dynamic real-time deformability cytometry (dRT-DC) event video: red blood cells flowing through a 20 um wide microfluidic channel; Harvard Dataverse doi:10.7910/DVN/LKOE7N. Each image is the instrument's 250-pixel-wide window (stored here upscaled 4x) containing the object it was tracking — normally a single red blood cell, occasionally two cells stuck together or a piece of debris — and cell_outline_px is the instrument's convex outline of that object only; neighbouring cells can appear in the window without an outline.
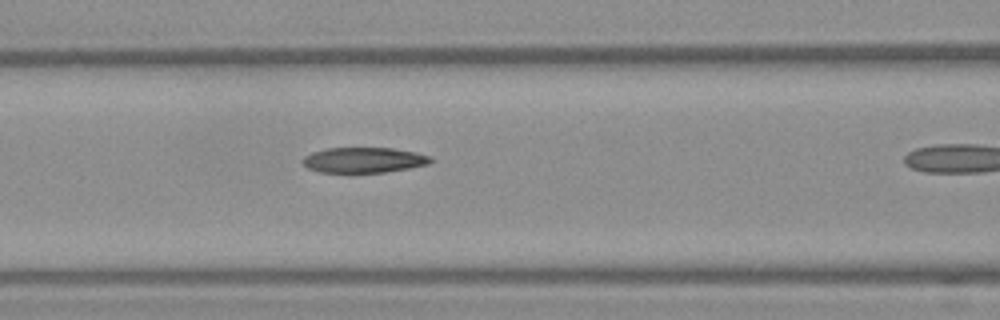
{"species": "Egyptian fruit bat (a non-hibernating species)", "species_latin": "Rousettus aegyptiacus", "temperature_condition": "warm", "stored_images_in_passage": 11, "camera_frame_rate_fps": 3000, "um_per_image_px": 0.085, "frame": {"image": 1, "passage_image": 10, "time_ms": 3.0, "image_size_px": [1000, 320], "cell_outline_px": [[432, 160], [428, 164], [408, 168], [384, 172], [348, 176], [320, 172], [308, 168], [300, 160], [304, 156], [312, 152], [328, 148], [392, 148], [416, 152], [432, 156]], "centroid_in_image_um": [30.86, 13.65], "position_along_channel_um": 135.7, "area_um2": 19.77}}